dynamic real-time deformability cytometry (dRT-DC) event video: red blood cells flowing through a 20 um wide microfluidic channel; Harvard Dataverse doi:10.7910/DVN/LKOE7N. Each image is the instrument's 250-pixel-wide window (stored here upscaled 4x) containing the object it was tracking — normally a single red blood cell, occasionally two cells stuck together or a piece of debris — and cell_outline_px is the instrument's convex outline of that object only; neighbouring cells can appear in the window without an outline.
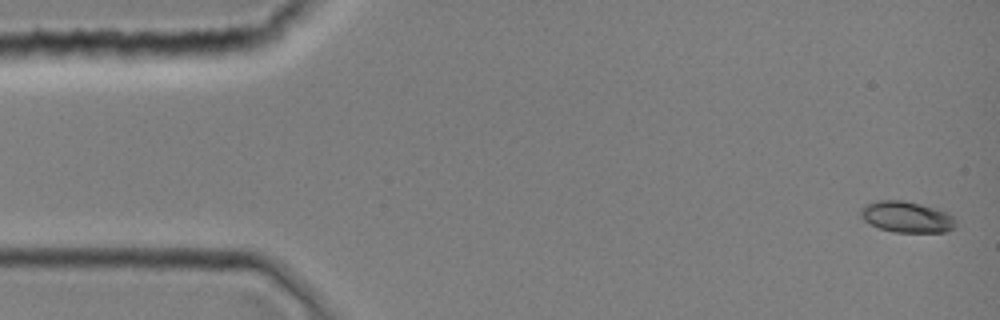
{"species": "common noctule bat (a hibernating species)", "species_latin": "Nyctalus noctula", "temperature_condition": "room temperature", "stored_images_in_passage": 6, "camera_frame_rate_fps": 3000, "um_per_image_px": 0.085, "animal": {"sex": "female", "body_mass_g": 19.0, "forearm_length_mm": 51.5}, "frame": {"image": 1, "passage_image": 1, "time_ms": 0.0, "image_size_px": [1000, 320], "cell_outline_px": [[956, 224], [952, 228], [944, 232], [892, 232], [880, 228], [864, 220], [860, 216], [860, 208], [876, 200], [904, 200], [920, 204], [948, 212], [956, 220]], "centroid_in_image_um": [77.06, 18.43], "position_along_channel_um": 7.9, "area_um2": 17.17}}